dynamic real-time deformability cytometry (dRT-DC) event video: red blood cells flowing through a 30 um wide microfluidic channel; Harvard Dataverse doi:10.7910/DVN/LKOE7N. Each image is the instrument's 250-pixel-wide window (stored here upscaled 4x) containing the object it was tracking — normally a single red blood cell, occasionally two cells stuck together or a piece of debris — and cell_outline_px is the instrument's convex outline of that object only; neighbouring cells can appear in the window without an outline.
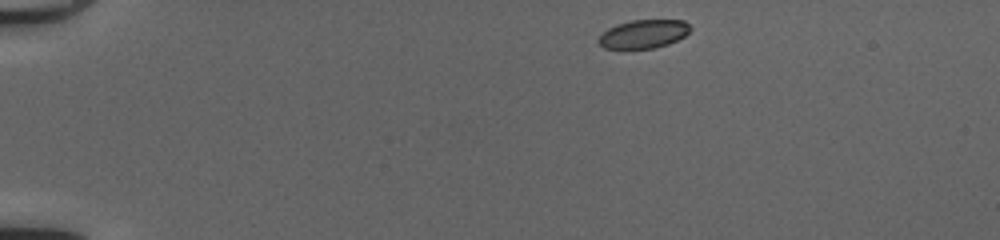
{"species": "common noctule bat (a hibernating species)", "species_latin": "Nyctalus noctula", "temperature_condition": "cold", "stored_images_in_passage": 42, "camera_frame_rate_fps": 3000, "um_per_image_px": 0.085, "animal": {"sex": "female", "body_mass_g": 20.0, "forearm_length_mm": 54.0}, "frame": {"image": 1, "passage_image": 1, "time_ms": 0.0, "image_size_px": [1000, 240], "cell_outline_px": [[692, 28], [684, 36], [668, 44], [652, 48], [624, 52], [604, 48], [596, 40], [608, 28], [616, 24], [632, 20], [684, 20]], "centroid_in_image_um": [54.63, 2.93], "position_along_channel_um": 30.4, "area_um2": 15.78}}
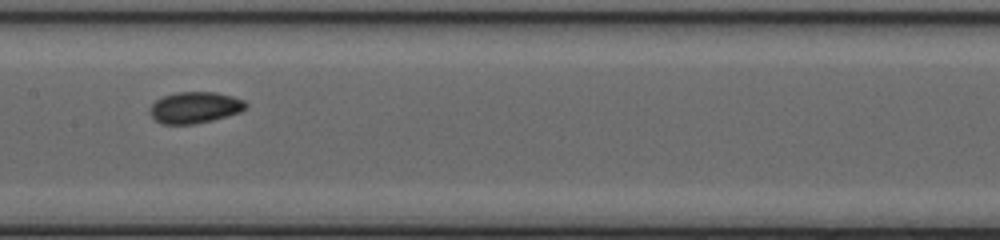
{"frame": {"image": 2, "passage_image": 19, "time_ms": 6.0, "image_size_px": [1000, 240], "cell_outline_px": [[248, 104], [240, 112], [212, 120], [192, 124], [160, 124], [148, 112], [148, 108], [156, 100], [164, 96], [176, 92], [216, 92], [232, 96], [244, 100]], "centroid_in_image_um": [16.53, 9.13], "position_along_channel_um": 190.9, "area_um2": 17.51}}
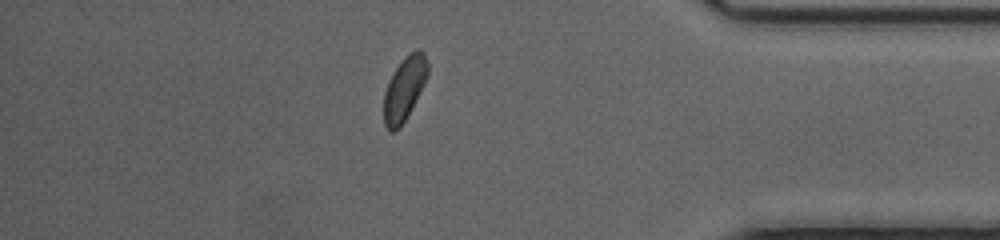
{"frame": {"image": 3, "passage_image": 36, "time_ms": 11.667, "image_size_px": [1000, 240], "cell_outline_px": [[428, 76], [424, 84], [400, 128], [392, 132], [384, 124], [384, 92], [388, 80], [404, 56], [408, 52], [416, 48], [424, 52], [428, 64]], "centroid_in_image_um": [34.37, 7.48], "position_along_channel_um": 400.8, "area_um2": 16.24}, "authors_computed_cell_mechanics": {"area_um2": 16.8776, "velocity_mm_per_s": 4.1426, "shape_relaxation_time_tau1_ms": 3.3841, "shape_relaxation_time_tau2_ms": 4.8643, "deformation_change_tau1": 0.0801, "deformation_change_tau2": 0.0545}}